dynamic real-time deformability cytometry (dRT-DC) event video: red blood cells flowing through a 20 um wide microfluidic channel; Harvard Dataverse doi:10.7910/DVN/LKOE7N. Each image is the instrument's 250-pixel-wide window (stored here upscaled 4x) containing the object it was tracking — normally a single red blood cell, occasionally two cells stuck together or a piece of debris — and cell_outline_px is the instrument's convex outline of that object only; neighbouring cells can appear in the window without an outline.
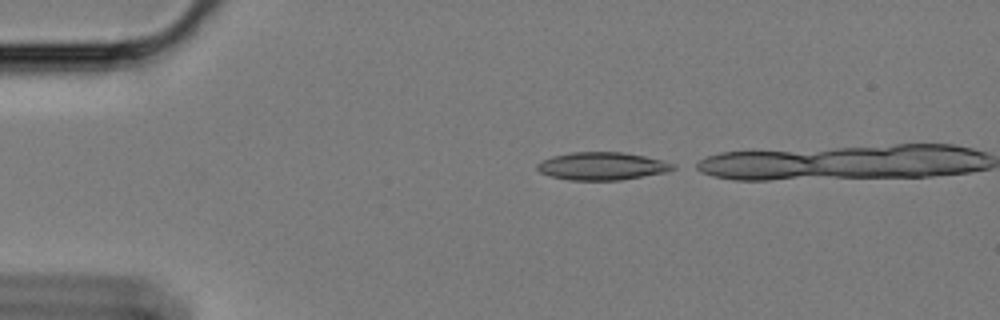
{"species": "Egyptian fruit bat (a non-hibernating species)", "species_latin": "Rousettus aegyptiacus", "temperature_condition": "cold", "stored_images_in_passage": 10, "camera_frame_rate_fps": 3000, "um_per_image_px": 0.085, "animal": {"sex": "female"}, "frame": {"image": 1, "passage_image": 1, "time_ms": 0.0, "image_size_px": [1000, 320], "cell_outline_px": [[676, 168], [668, 172], [620, 180], [568, 180], [548, 176], [540, 172], [536, 168], [536, 164], [552, 156], [572, 152], [624, 152], [664, 160], [676, 164]], "centroid_in_image_um": [51.2, 14.12], "position_along_channel_um": 33.8, "area_um2": 22.2}}
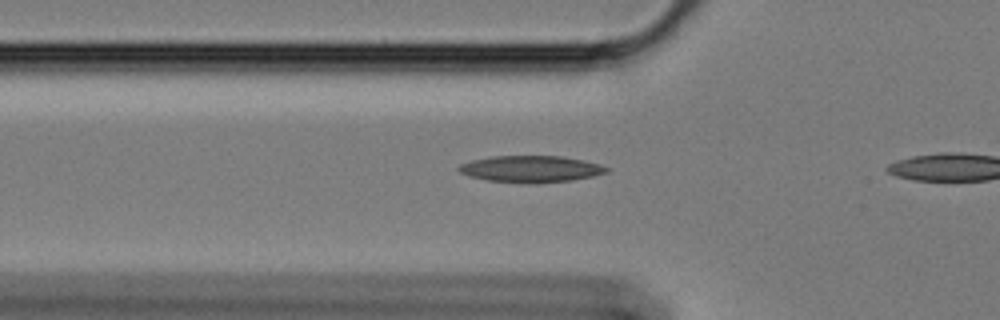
{"frame": {"image": 2, "passage_image": 9, "time_ms": 2.667, "image_size_px": [1000, 320], "cell_outline_px": [[612, 168], [608, 172], [592, 176], [572, 180], [536, 184], [528, 184], [488, 180], [468, 176], [460, 172], [456, 168], [460, 164], [472, 160], [492, 156], [560, 156], [584, 160], [600, 164]], "centroid_in_image_um": [45.14, 14.37], "position_along_channel_um": 80.7, "area_um2": 23.18}}